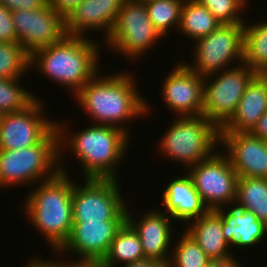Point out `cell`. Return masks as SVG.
<instances>
[{
	"mask_svg": "<svg viewBox=\"0 0 267 267\" xmlns=\"http://www.w3.org/2000/svg\"><path fill=\"white\" fill-rule=\"evenodd\" d=\"M98 74L74 95L75 100L92 117L91 122L119 127L130 135L124 123L150 113L148 100L138 92L133 73L120 71L105 77Z\"/></svg>",
	"mask_w": 267,
	"mask_h": 267,
	"instance_id": "cell-1",
	"label": "cell"
},
{
	"mask_svg": "<svg viewBox=\"0 0 267 267\" xmlns=\"http://www.w3.org/2000/svg\"><path fill=\"white\" fill-rule=\"evenodd\" d=\"M66 126L64 122H56L59 156L63 157V150L69 147V152L74 153L76 161L82 165L84 178L119 179L116 169L124 161L130 135L119 127L100 124L77 131V134H68Z\"/></svg>",
	"mask_w": 267,
	"mask_h": 267,
	"instance_id": "cell-2",
	"label": "cell"
},
{
	"mask_svg": "<svg viewBox=\"0 0 267 267\" xmlns=\"http://www.w3.org/2000/svg\"><path fill=\"white\" fill-rule=\"evenodd\" d=\"M62 166L54 177L37 183L22 205L32 226L44 236L56 255L73 226V181L66 166Z\"/></svg>",
	"mask_w": 267,
	"mask_h": 267,
	"instance_id": "cell-3",
	"label": "cell"
},
{
	"mask_svg": "<svg viewBox=\"0 0 267 267\" xmlns=\"http://www.w3.org/2000/svg\"><path fill=\"white\" fill-rule=\"evenodd\" d=\"M94 41L86 36L66 35L55 44L35 50L29 66L38 67L44 77L70 88L75 95L98 73L100 46Z\"/></svg>",
	"mask_w": 267,
	"mask_h": 267,
	"instance_id": "cell-4",
	"label": "cell"
},
{
	"mask_svg": "<svg viewBox=\"0 0 267 267\" xmlns=\"http://www.w3.org/2000/svg\"><path fill=\"white\" fill-rule=\"evenodd\" d=\"M60 160L57 127L38 144L19 150H0V189L34 186L50 179L60 171Z\"/></svg>",
	"mask_w": 267,
	"mask_h": 267,
	"instance_id": "cell-5",
	"label": "cell"
},
{
	"mask_svg": "<svg viewBox=\"0 0 267 267\" xmlns=\"http://www.w3.org/2000/svg\"><path fill=\"white\" fill-rule=\"evenodd\" d=\"M175 118L160 137L159 149L165 157L181 162L188 169L221 146L220 129L205 116Z\"/></svg>",
	"mask_w": 267,
	"mask_h": 267,
	"instance_id": "cell-6",
	"label": "cell"
},
{
	"mask_svg": "<svg viewBox=\"0 0 267 267\" xmlns=\"http://www.w3.org/2000/svg\"><path fill=\"white\" fill-rule=\"evenodd\" d=\"M161 38L163 36L152 24L144 2L124 0L110 34L104 41L110 47L109 50L112 49L116 54L122 53L125 59L136 62L153 45L156 46V40L160 41Z\"/></svg>",
	"mask_w": 267,
	"mask_h": 267,
	"instance_id": "cell-7",
	"label": "cell"
},
{
	"mask_svg": "<svg viewBox=\"0 0 267 267\" xmlns=\"http://www.w3.org/2000/svg\"><path fill=\"white\" fill-rule=\"evenodd\" d=\"M256 75L248 64L241 63L204 76L202 115L221 129L235 114L248 84Z\"/></svg>",
	"mask_w": 267,
	"mask_h": 267,
	"instance_id": "cell-8",
	"label": "cell"
},
{
	"mask_svg": "<svg viewBox=\"0 0 267 267\" xmlns=\"http://www.w3.org/2000/svg\"><path fill=\"white\" fill-rule=\"evenodd\" d=\"M84 182L83 186L73 182V222L126 220L127 207L119 179L85 178Z\"/></svg>",
	"mask_w": 267,
	"mask_h": 267,
	"instance_id": "cell-9",
	"label": "cell"
},
{
	"mask_svg": "<svg viewBox=\"0 0 267 267\" xmlns=\"http://www.w3.org/2000/svg\"><path fill=\"white\" fill-rule=\"evenodd\" d=\"M194 64L184 62L200 76H207L243 63L244 23L221 24L194 43ZM233 62V63H232Z\"/></svg>",
	"mask_w": 267,
	"mask_h": 267,
	"instance_id": "cell-10",
	"label": "cell"
},
{
	"mask_svg": "<svg viewBox=\"0 0 267 267\" xmlns=\"http://www.w3.org/2000/svg\"><path fill=\"white\" fill-rule=\"evenodd\" d=\"M186 171L208 210L235 204L238 175L223 149Z\"/></svg>",
	"mask_w": 267,
	"mask_h": 267,
	"instance_id": "cell-11",
	"label": "cell"
},
{
	"mask_svg": "<svg viewBox=\"0 0 267 267\" xmlns=\"http://www.w3.org/2000/svg\"><path fill=\"white\" fill-rule=\"evenodd\" d=\"M43 101L38 97L26 109L0 115V150H19L40 143L55 127L45 119Z\"/></svg>",
	"mask_w": 267,
	"mask_h": 267,
	"instance_id": "cell-12",
	"label": "cell"
},
{
	"mask_svg": "<svg viewBox=\"0 0 267 267\" xmlns=\"http://www.w3.org/2000/svg\"><path fill=\"white\" fill-rule=\"evenodd\" d=\"M18 43L31 55L35 50L61 41L67 34L65 18L50 4L36 10L13 11Z\"/></svg>",
	"mask_w": 267,
	"mask_h": 267,
	"instance_id": "cell-13",
	"label": "cell"
},
{
	"mask_svg": "<svg viewBox=\"0 0 267 267\" xmlns=\"http://www.w3.org/2000/svg\"><path fill=\"white\" fill-rule=\"evenodd\" d=\"M125 221L73 222L69 238L57 251L58 255H64L68 251L70 255L72 253L79 258L74 263H100L107 255L117 230Z\"/></svg>",
	"mask_w": 267,
	"mask_h": 267,
	"instance_id": "cell-14",
	"label": "cell"
},
{
	"mask_svg": "<svg viewBox=\"0 0 267 267\" xmlns=\"http://www.w3.org/2000/svg\"><path fill=\"white\" fill-rule=\"evenodd\" d=\"M161 96L169 111L177 117L202 115L204 77L179 62L162 82ZM179 114V115H178Z\"/></svg>",
	"mask_w": 267,
	"mask_h": 267,
	"instance_id": "cell-15",
	"label": "cell"
},
{
	"mask_svg": "<svg viewBox=\"0 0 267 267\" xmlns=\"http://www.w3.org/2000/svg\"><path fill=\"white\" fill-rule=\"evenodd\" d=\"M220 144L226 147L238 177L267 178V142L250 132H220Z\"/></svg>",
	"mask_w": 267,
	"mask_h": 267,
	"instance_id": "cell-16",
	"label": "cell"
},
{
	"mask_svg": "<svg viewBox=\"0 0 267 267\" xmlns=\"http://www.w3.org/2000/svg\"><path fill=\"white\" fill-rule=\"evenodd\" d=\"M160 211L150 209L144 216L141 215L138 221L132 217L131 210L129 211L127 208L126 221L139 235L145 258L167 266L171 256L170 249L173 245L172 233L174 231H171L174 230L173 222L171 223L173 219L167 213Z\"/></svg>",
	"mask_w": 267,
	"mask_h": 267,
	"instance_id": "cell-17",
	"label": "cell"
},
{
	"mask_svg": "<svg viewBox=\"0 0 267 267\" xmlns=\"http://www.w3.org/2000/svg\"><path fill=\"white\" fill-rule=\"evenodd\" d=\"M124 0H83L65 17L69 36L85 37L91 29L105 33L108 38Z\"/></svg>",
	"mask_w": 267,
	"mask_h": 267,
	"instance_id": "cell-18",
	"label": "cell"
},
{
	"mask_svg": "<svg viewBox=\"0 0 267 267\" xmlns=\"http://www.w3.org/2000/svg\"><path fill=\"white\" fill-rule=\"evenodd\" d=\"M229 207L227 211L226 207L215 210L222 218V232L229 248L232 245L248 249L263 242L267 226L251 211L235 205Z\"/></svg>",
	"mask_w": 267,
	"mask_h": 267,
	"instance_id": "cell-19",
	"label": "cell"
},
{
	"mask_svg": "<svg viewBox=\"0 0 267 267\" xmlns=\"http://www.w3.org/2000/svg\"><path fill=\"white\" fill-rule=\"evenodd\" d=\"M185 175V176H184ZM176 176L162 192V206L173 221L189 222L204 215L208 209L202 202L200 195L187 174Z\"/></svg>",
	"mask_w": 267,
	"mask_h": 267,
	"instance_id": "cell-20",
	"label": "cell"
},
{
	"mask_svg": "<svg viewBox=\"0 0 267 267\" xmlns=\"http://www.w3.org/2000/svg\"><path fill=\"white\" fill-rule=\"evenodd\" d=\"M267 111V74H257L248 84L237 110L220 132H250Z\"/></svg>",
	"mask_w": 267,
	"mask_h": 267,
	"instance_id": "cell-21",
	"label": "cell"
},
{
	"mask_svg": "<svg viewBox=\"0 0 267 267\" xmlns=\"http://www.w3.org/2000/svg\"><path fill=\"white\" fill-rule=\"evenodd\" d=\"M186 226L188 227L185 231L191 235L209 259L233 255L222 232V218L215 210H208Z\"/></svg>",
	"mask_w": 267,
	"mask_h": 267,
	"instance_id": "cell-22",
	"label": "cell"
},
{
	"mask_svg": "<svg viewBox=\"0 0 267 267\" xmlns=\"http://www.w3.org/2000/svg\"><path fill=\"white\" fill-rule=\"evenodd\" d=\"M145 259L141 241L133 227L125 221L117 230L107 255L100 262L104 267H116Z\"/></svg>",
	"mask_w": 267,
	"mask_h": 267,
	"instance_id": "cell-23",
	"label": "cell"
},
{
	"mask_svg": "<svg viewBox=\"0 0 267 267\" xmlns=\"http://www.w3.org/2000/svg\"><path fill=\"white\" fill-rule=\"evenodd\" d=\"M222 23L197 0H185L178 32L195 41L207 36L217 29Z\"/></svg>",
	"mask_w": 267,
	"mask_h": 267,
	"instance_id": "cell-24",
	"label": "cell"
},
{
	"mask_svg": "<svg viewBox=\"0 0 267 267\" xmlns=\"http://www.w3.org/2000/svg\"><path fill=\"white\" fill-rule=\"evenodd\" d=\"M249 24L244 23L243 63L257 74H267V19Z\"/></svg>",
	"mask_w": 267,
	"mask_h": 267,
	"instance_id": "cell-25",
	"label": "cell"
},
{
	"mask_svg": "<svg viewBox=\"0 0 267 267\" xmlns=\"http://www.w3.org/2000/svg\"><path fill=\"white\" fill-rule=\"evenodd\" d=\"M234 205L251 211L267 226V178L238 177Z\"/></svg>",
	"mask_w": 267,
	"mask_h": 267,
	"instance_id": "cell-26",
	"label": "cell"
},
{
	"mask_svg": "<svg viewBox=\"0 0 267 267\" xmlns=\"http://www.w3.org/2000/svg\"><path fill=\"white\" fill-rule=\"evenodd\" d=\"M149 18L164 37L170 28L180 25L181 11L185 0H144Z\"/></svg>",
	"mask_w": 267,
	"mask_h": 267,
	"instance_id": "cell-27",
	"label": "cell"
},
{
	"mask_svg": "<svg viewBox=\"0 0 267 267\" xmlns=\"http://www.w3.org/2000/svg\"><path fill=\"white\" fill-rule=\"evenodd\" d=\"M21 78H0V115L26 109L38 97L20 84Z\"/></svg>",
	"mask_w": 267,
	"mask_h": 267,
	"instance_id": "cell-28",
	"label": "cell"
},
{
	"mask_svg": "<svg viewBox=\"0 0 267 267\" xmlns=\"http://www.w3.org/2000/svg\"><path fill=\"white\" fill-rule=\"evenodd\" d=\"M29 63L30 55L19 43L0 42L1 79L24 78L23 75L31 69Z\"/></svg>",
	"mask_w": 267,
	"mask_h": 267,
	"instance_id": "cell-29",
	"label": "cell"
},
{
	"mask_svg": "<svg viewBox=\"0 0 267 267\" xmlns=\"http://www.w3.org/2000/svg\"><path fill=\"white\" fill-rule=\"evenodd\" d=\"M176 242L166 267H206L209 258L186 231Z\"/></svg>",
	"mask_w": 267,
	"mask_h": 267,
	"instance_id": "cell-30",
	"label": "cell"
},
{
	"mask_svg": "<svg viewBox=\"0 0 267 267\" xmlns=\"http://www.w3.org/2000/svg\"><path fill=\"white\" fill-rule=\"evenodd\" d=\"M206 7L213 16L222 24L245 23L244 17L241 18L248 0H197ZM242 12V13H241ZM240 14V15H239ZM239 15V16H238Z\"/></svg>",
	"mask_w": 267,
	"mask_h": 267,
	"instance_id": "cell-31",
	"label": "cell"
},
{
	"mask_svg": "<svg viewBox=\"0 0 267 267\" xmlns=\"http://www.w3.org/2000/svg\"><path fill=\"white\" fill-rule=\"evenodd\" d=\"M0 42L18 43L12 13L0 3Z\"/></svg>",
	"mask_w": 267,
	"mask_h": 267,
	"instance_id": "cell-32",
	"label": "cell"
},
{
	"mask_svg": "<svg viewBox=\"0 0 267 267\" xmlns=\"http://www.w3.org/2000/svg\"><path fill=\"white\" fill-rule=\"evenodd\" d=\"M0 3L13 12L17 10L41 9L49 4V0H0Z\"/></svg>",
	"mask_w": 267,
	"mask_h": 267,
	"instance_id": "cell-33",
	"label": "cell"
},
{
	"mask_svg": "<svg viewBox=\"0 0 267 267\" xmlns=\"http://www.w3.org/2000/svg\"><path fill=\"white\" fill-rule=\"evenodd\" d=\"M47 258H40L38 255H37V258L34 257L32 258V260L28 261V263H26L27 265L25 267H73V264H74V261L72 259V261H64L63 263L61 262L60 259H57L59 260L57 262L56 259H54V261H52V259H47Z\"/></svg>",
	"mask_w": 267,
	"mask_h": 267,
	"instance_id": "cell-34",
	"label": "cell"
},
{
	"mask_svg": "<svg viewBox=\"0 0 267 267\" xmlns=\"http://www.w3.org/2000/svg\"><path fill=\"white\" fill-rule=\"evenodd\" d=\"M83 0H49L51 7L64 18Z\"/></svg>",
	"mask_w": 267,
	"mask_h": 267,
	"instance_id": "cell-35",
	"label": "cell"
},
{
	"mask_svg": "<svg viewBox=\"0 0 267 267\" xmlns=\"http://www.w3.org/2000/svg\"><path fill=\"white\" fill-rule=\"evenodd\" d=\"M233 256L235 255L217 259H209L206 267H242V264Z\"/></svg>",
	"mask_w": 267,
	"mask_h": 267,
	"instance_id": "cell-36",
	"label": "cell"
},
{
	"mask_svg": "<svg viewBox=\"0 0 267 267\" xmlns=\"http://www.w3.org/2000/svg\"><path fill=\"white\" fill-rule=\"evenodd\" d=\"M250 133L267 142V111L260 117Z\"/></svg>",
	"mask_w": 267,
	"mask_h": 267,
	"instance_id": "cell-37",
	"label": "cell"
},
{
	"mask_svg": "<svg viewBox=\"0 0 267 267\" xmlns=\"http://www.w3.org/2000/svg\"><path fill=\"white\" fill-rule=\"evenodd\" d=\"M123 267H166L165 265L161 264L158 261L152 259H142L133 263H129L126 265H121Z\"/></svg>",
	"mask_w": 267,
	"mask_h": 267,
	"instance_id": "cell-38",
	"label": "cell"
},
{
	"mask_svg": "<svg viewBox=\"0 0 267 267\" xmlns=\"http://www.w3.org/2000/svg\"><path fill=\"white\" fill-rule=\"evenodd\" d=\"M73 267H104L100 263H74Z\"/></svg>",
	"mask_w": 267,
	"mask_h": 267,
	"instance_id": "cell-39",
	"label": "cell"
}]
</instances>
